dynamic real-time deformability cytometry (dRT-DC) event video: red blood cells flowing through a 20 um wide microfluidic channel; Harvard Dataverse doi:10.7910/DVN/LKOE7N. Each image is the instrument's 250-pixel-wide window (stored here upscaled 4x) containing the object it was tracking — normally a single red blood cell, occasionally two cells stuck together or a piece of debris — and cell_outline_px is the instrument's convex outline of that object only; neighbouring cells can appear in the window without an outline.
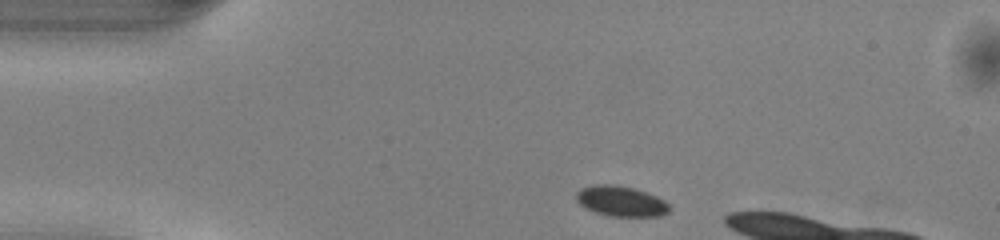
{"species": "common noctule bat (a hibernating species)", "species_latin": "Nyctalus noctula", "temperature_condition": "warm", "stored_images_in_passage": 10, "camera_frame_rate_fps": 3000, "um_per_image_px": 0.085, "animal": {"sex": "male", "body_mass_g": 13.0, "forearm_length_mm": 53.1}, "frame": {"image": 1, "passage_image": 1, "time_ms": 0.0, "image_size_px": [1000, 240], "cell_outline_px": [[672, 208], [668, 212], [660, 216], [608, 216], [596, 212], [580, 204], [576, 200], [576, 192], [580, 188], [592, 184], [616, 184], [636, 188], [648, 192], [664, 200]], "centroid_in_image_um": [52.79, 17.08], "position_along_channel_um": 32.2, "area_um2": 16.7}}
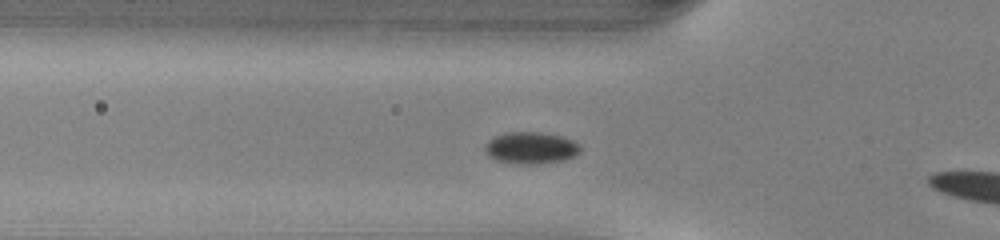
{"frame": {"image": 2, "passage_image": 8, "time_ms": 2.333, "image_size_px": [1000, 240], "cell_outline_px": [[580, 152], [576, 156], [564, 160], [536, 164], [520, 164], [496, 160], [488, 156], [484, 152], [484, 144], [488, 140], [504, 132], [540, 132], [564, 136], [580, 144]], "centroid_in_image_um": [45.12, 12.56], "position_along_channel_um": 80.7, "area_um2": 17.98}}